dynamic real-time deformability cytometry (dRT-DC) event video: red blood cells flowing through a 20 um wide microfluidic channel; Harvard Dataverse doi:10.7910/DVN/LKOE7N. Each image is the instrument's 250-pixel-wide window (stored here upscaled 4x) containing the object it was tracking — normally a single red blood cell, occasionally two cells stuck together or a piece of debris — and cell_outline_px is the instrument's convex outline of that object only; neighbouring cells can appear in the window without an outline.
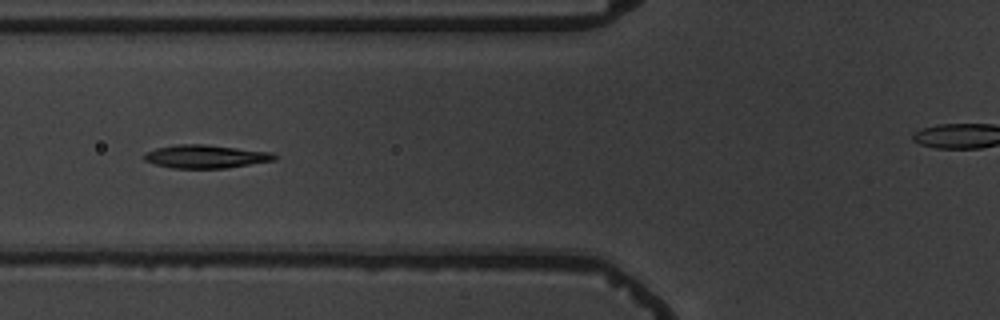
{"species": "common noctule bat (a hibernating species)", "species_latin": "Nyctalus noctula", "temperature_condition": "warm", "stored_images_in_passage": 10, "segment_of_instrument_passage": [1, 2], "camera_frame_rate_fps": 3000, "um_per_image_px": 0.085, "animal": {"sex": "male", "body_mass_g": 19.5, "forearm_length_mm": 54.6}, "frame": {"image": 1, "passage_image": 6, "time_ms": 6.0, "image_size_px": [1000, 320], "cell_outline_px": [[276, 160], [224, 168], [172, 168], [156, 164], [144, 160], [140, 156], [144, 152], [156, 148], [176, 144], [204, 144], [272, 152], [276, 156]], "centroid_in_image_um": [17.42, 13.29], "position_along_channel_um": 108.4, "area_um2": 17.69}}
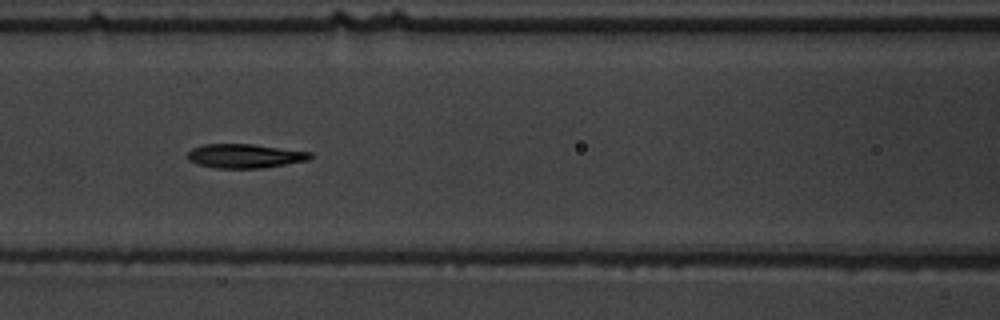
{"frame": {"image": 2, "passage_image": 7, "time_ms": 7.0, "image_size_px": [1000, 320], "cell_outline_px": [[312, 156], [308, 160], [264, 168], [216, 168], [200, 164], [188, 160], [188, 152], [192, 148], [204, 144], [252, 144], [312, 152]], "centroid_in_image_um": [20.82, 13.25], "position_along_channel_um": 145.8, "area_um2": 17.11}}
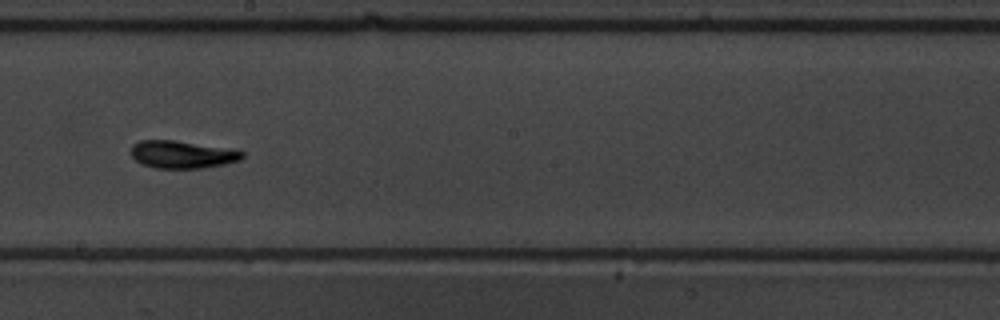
{"frame": {"image": 3, "passage_image": 9, "time_ms": 9.333, "image_size_px": [1000, 320], "cell_outline_px": [[244, 156], [240, 160], [224, 164], [204, 168], [156, 168], [144, 164], [136, 160], [132, 156], [132, 144], [140, 140], [172, 140], [232, 148], [244, 152]], "centroid_in_image_um": [15.53, 13.12], "position_along_channel_um": 232.7, "area_um2": 17.86}}